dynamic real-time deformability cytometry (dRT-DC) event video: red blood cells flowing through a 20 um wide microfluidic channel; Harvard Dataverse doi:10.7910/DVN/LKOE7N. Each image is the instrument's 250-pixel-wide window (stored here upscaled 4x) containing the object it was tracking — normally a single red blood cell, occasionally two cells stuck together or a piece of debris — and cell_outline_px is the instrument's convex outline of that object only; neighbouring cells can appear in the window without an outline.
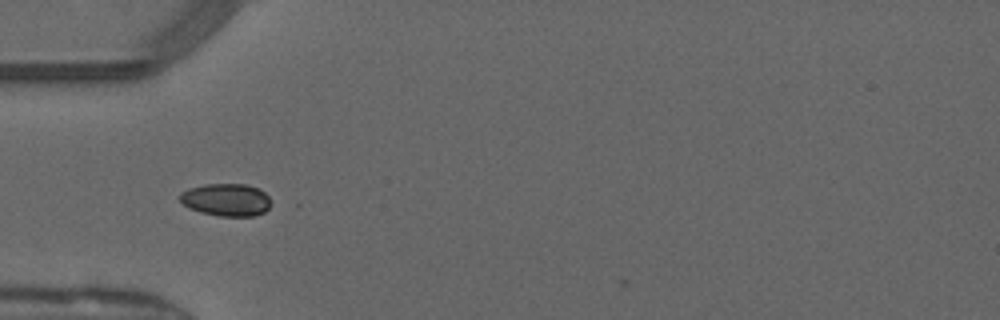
{"species": "common noctule bat (a hibernating species)", "species_latin": "Nyctalus noctula", "temperature_condition": "warm", "stored_images_in_passage": 4, "camera_frame_rate_fps": 3000, "um_per_image_px": 0.085, "animal": {"sex": "male", "forearm_length_mm": 52.5}, "frame": {"image": 1, "passage_image": 1, "time_ms": 0.0, "image_size_px": [1000, 320], "cell_outline_px": [[268, 208], [264, 212], [256, 216], [220, 216], [200, 212], [188, 208], [180, 200], [180, 192], [188, 188], [204, 184], [244, 184], [260, 188], [268, 196]], "centroid_in_image_um": [19.2, 16.98], "position_along_channel_um": 65.8, "area_um2": 17.28}}